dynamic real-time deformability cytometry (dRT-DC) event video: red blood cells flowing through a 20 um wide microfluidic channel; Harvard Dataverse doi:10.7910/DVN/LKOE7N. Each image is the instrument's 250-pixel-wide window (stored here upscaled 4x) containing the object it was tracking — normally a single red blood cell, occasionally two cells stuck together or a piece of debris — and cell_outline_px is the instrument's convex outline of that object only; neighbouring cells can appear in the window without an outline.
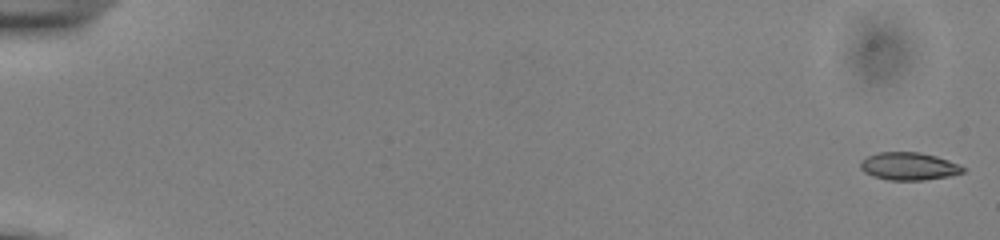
{"species": "common noctule bat (a hibernating species)", "species_latin": "Nyctalus noctula", "temperature_condition": "cold", "stored_images_in_passage": 54, "camera_frame_rate_fps": 3000, "um_per_image_px": 0.085, "animal": {"sex": "male", "body_mass_g": 13.0, "forearm_length_mm": 53.1}, "frame": {"image": 1, "passage_image": 1, "time_ms": 0.0, "image_size_px": [1000, 240], "cell_outline_px": [[968, 168], [964, 172], [948, 176], [924, 180], [888, 180], [872, 176], [864, 172], [860, 168], [860, 160], [868, 156], [880, 152], [920, 152], [936, 156], [948, 160]], "centroid_in_image_um": [77.25, 14.13], "position_along_channel_um": 7.8, "area_um2": 16.65}}
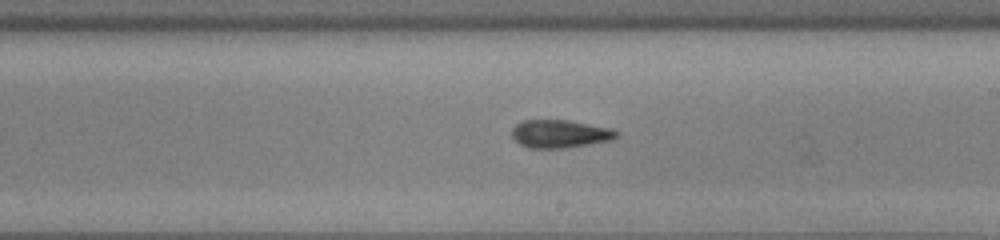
{"frame": {"image": 2, "passage_image": 33, "time_ms": 10.667, "image_size_px": [1000, 240], "cell_outline_px": [[620, 136], [612, 140], [568, 148], [528, 148], [520, 144], [512, 136], [512, 128], [520, 120], [568, 120], [612, 128], [620, 132]], "centroid_in_image_um": [47.63, 11.37], "position_along_channel_um": 241.4, "area_um2": 17.34}}
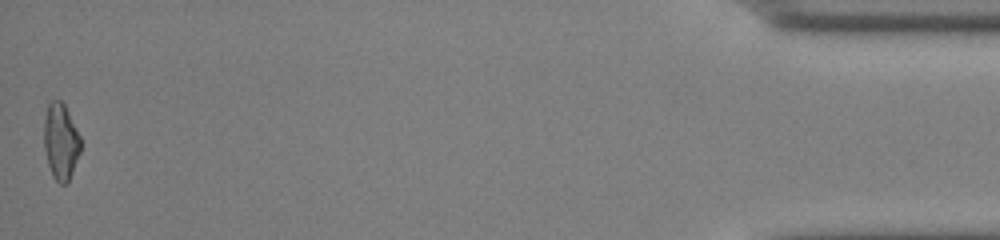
{"frame": {"image": 3, "passage_image": 54, "time_ms": 17.667, "image_size_px": [1000, 240], "cell_outline_px": [[80, 152], [72, 172], [68, 180], [64, 184], [60, 184], [52, 176], [48, 164], [44, 148], [44, 120], [48, 104], [52, 100], [60, 100], [64, 104], [80, 136]], "centroid_in_image_um": [5.15, 12.02], "position_along_channel_um": 430.0, "area_um2": 16.07}, "authors_computed_cell_mechanics": {"area_um2": 16.8776, "velocity_mm_per_s": 3.9064, "shape_relaxation_time_tau1_ms": 2.8178, "shape_relaxation_time_tau2_ms": 2.2723, "deformation_change_tau1": 0.101, "deformation_change_tau2": 0.1015}}